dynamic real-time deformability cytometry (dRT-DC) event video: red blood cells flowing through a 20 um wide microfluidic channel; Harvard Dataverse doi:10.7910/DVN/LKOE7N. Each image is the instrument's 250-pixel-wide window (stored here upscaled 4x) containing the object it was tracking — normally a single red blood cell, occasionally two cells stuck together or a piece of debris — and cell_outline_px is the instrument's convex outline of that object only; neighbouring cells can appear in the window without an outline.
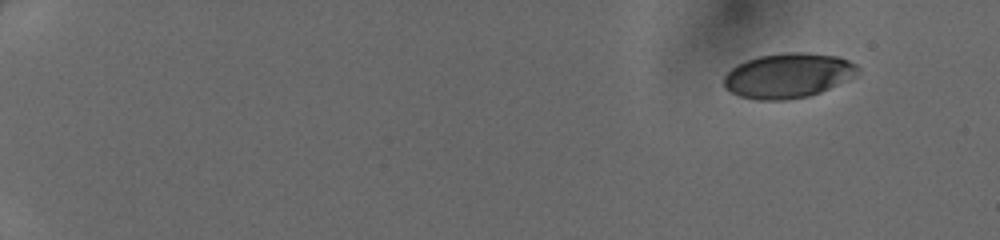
{"species": "human", "species_latin": "Homo sapiens", "temperature_condition": "cold", "stored_images_in_passage": 45, "camera_frame_rate_fps": 3000, "um_per_image_px": 0.085, "donor": {"sex": "female"}, "frame": {"image": 1, "passage_image": 1, "time_ms": 0.0, "image_size_px": [1000, 240], "cell_outline_px": [[860, 72], [856, 76], [820, 92], [808, 96], [788, 100], [756, 100], [740, 96], [724, 88], [724, 76], [736, 64], [760, 56], [784, 52], [800, 52], [840, 56], [856, 64], [860, 68]], "centroid_in_image_um": [67.0, 6.42], "position_along_channel_um": 18.0, "area_um2": 35.08}}
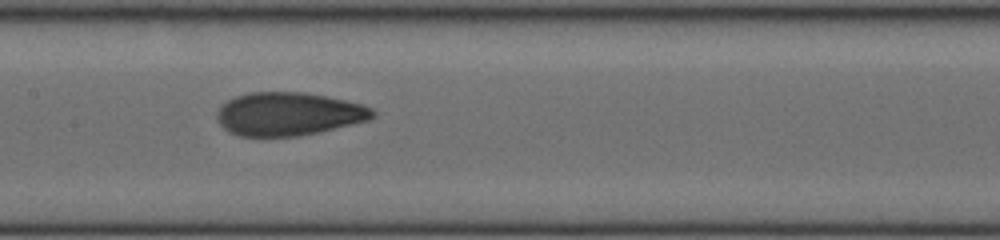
{"frame": {"image": 2, "passage_image": 24, "time_ms": 7.667, "image_size_px": [1000, 240], "cell_outline_px": [[376, 116], [368, 120], [316, 132], [296, 136], [240, 136], [228, 132], [220, 124], [216, 116], [216, 112], [228, 100], [236, 96], [248, 92], [304, 92], [328, 96], [360, 104], [372, 108], [376, 112]], "centroid_in_image_um": [24.51, 9.68], "position_along_channel_um": 182.9, "area_um2": 39.02}}
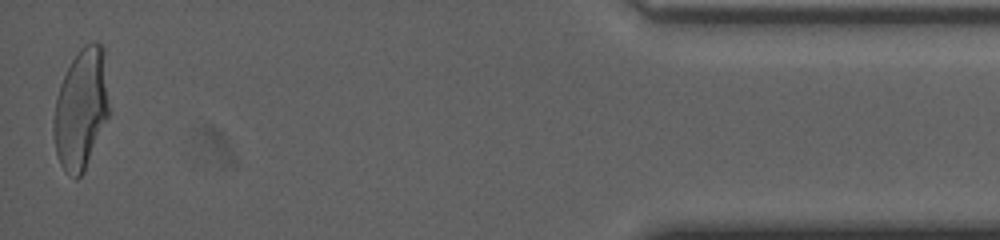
{"frame": {"image": 3, "passage_image": 45, "time_ms": 14.667, "image_size_px": [1000, 240], "cell_outline_px": [[108, 116], [84, 172], [76, 180], [60, 164], [56, 152], [52, 132], [52, 124], [56, 96], [60, 84], [72, 60], [84, 44], [96, 40], [104, 48], [108, 104]], "centroid_in_image_um": [6.87, 9.25], "position_along_channel_um": 428.3, "area_um2": 38.78}}